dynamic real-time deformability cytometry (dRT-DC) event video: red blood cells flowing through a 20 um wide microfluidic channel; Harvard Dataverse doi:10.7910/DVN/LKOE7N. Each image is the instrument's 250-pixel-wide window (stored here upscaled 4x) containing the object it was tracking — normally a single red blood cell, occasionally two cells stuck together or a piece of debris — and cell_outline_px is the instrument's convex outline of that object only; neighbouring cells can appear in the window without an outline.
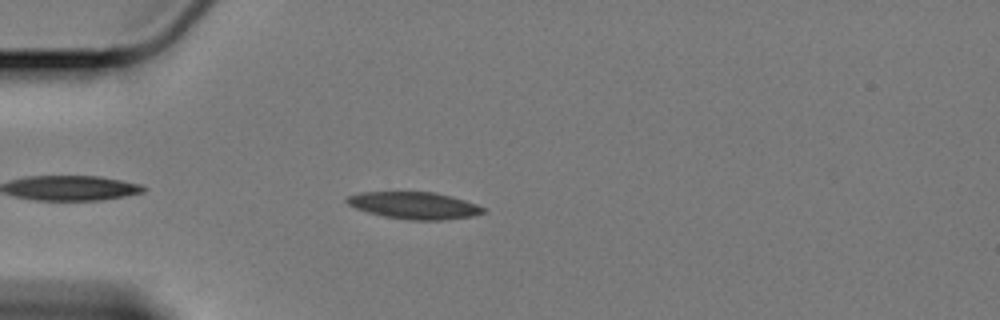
{"species": "Egyptian fruit bat (a non-hibernating species)", "species_latin": "Rousettus aegyptiacus", "temperature_condition": "cold", "stored_images_in_passage": 16, "camera_frame_rate_fps": 3000, "um_per_image_px": 0.085, "animal": {"sex": "female"}, "frame": {"image": 1, "passage_image": 5, "time_ms": 1.333, "image_size_px": [1000, 320], "cell_outline_px": [[484, 212], [472, 216], [440, 220], [408, 220], [384, 216], [368, 212], [356, 208], [348, 204], [344, 200], [348, 196], [360, 192], [436, 192], [452, 196], [476, 204], [484, 208]], "centroid_in_image_um": [35.19, 17.46], "position_along_channel_um": 49.8, "area_um2": 21.33}}